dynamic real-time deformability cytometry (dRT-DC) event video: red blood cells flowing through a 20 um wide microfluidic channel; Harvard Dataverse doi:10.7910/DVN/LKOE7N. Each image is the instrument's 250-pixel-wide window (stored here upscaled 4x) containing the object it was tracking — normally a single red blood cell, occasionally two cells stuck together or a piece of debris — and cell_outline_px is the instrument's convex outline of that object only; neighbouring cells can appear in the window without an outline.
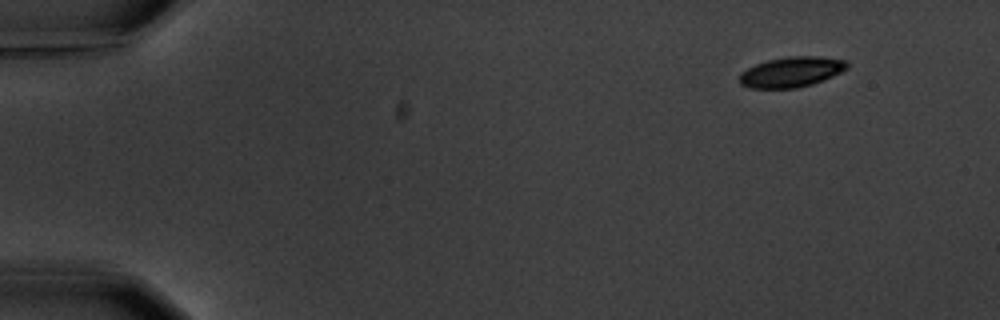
{"species": "common noctule bat (a hibernating species)", "species_latin": "Nyctalus noctula", "temperature_condition": "warm", "stored_images_in_passage": 14, "camera_frame_rate_fps": 3000, "um_per_image_px": 0.085, "animal": {"sex": "male", "body_mass_g": 20.1, "forearm_length_mm": 53.5}, "frame": {"image": 1, "passage_image": 1, "time_ms": 0.0, "image_size_px": [1000, 320], "cell_outline_px": [[848, 68], [824, 80], [812, 84], [796, 88], [748, 88], [740, 84], [740, 72], [756, 64], [768, 60], [788, 56], [820, 56], [848, 60]], "centroid_in_image_um": [67.28, 6.11], "position_along_channel_um": 17.7, "area_um2": 19.07}}
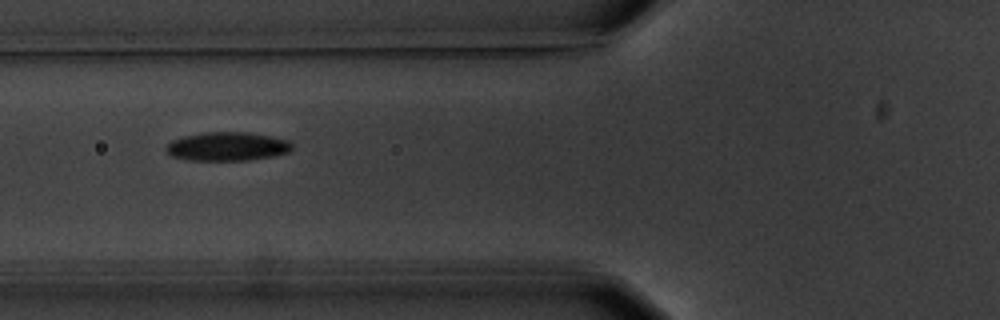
{"frame": {"image": 2, "passage_image": 5, "time_ms": 5.667, "image_size_px": [1000, 320], "cell_outline_px": [[292, 148], [288, 152], [272, 156], [248, 160], [184, 160], [172, 156], [164, 148], [172, 140], [184, 136], [204, 132], [248, 132], [272, 136], [288, 140], [292, 144]], "centroid_in_image_um": [19.31, 12.44], "position_along_channel_um": 106.5, "area_um2": 21.1}}
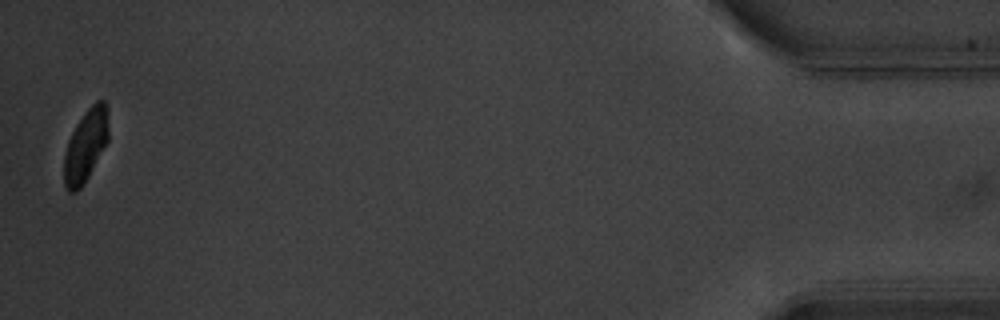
{"frame": {"image": 3, "passage_image": 14, "time_ms": 17.0, "image_size_px": [1000, 320], "cell_outline_px": [[108, 140], [84, 184], [76, 192], [68, 192], [64, 184], [64, 156], [68, 140], [76, 124], [84, 112], [96, 100], [104, 100], [108, 108]], "centroid_in_image_um": [7.28, 12.35], "position_along_channel_um": 427.9, "area_um2": 18.79}, "authors_computed_cell_mechanics": {"area_um2": 20.6346, "velocity_mm_per_s": 3.5735, "shape_relaxation_time_tau1_ms": 1.9841, "shape_relaxation_time_tau2_ms": 3.5038, "deformation_change_tau1": 0.0943, "deformation_change_tau2": 0.0386}}